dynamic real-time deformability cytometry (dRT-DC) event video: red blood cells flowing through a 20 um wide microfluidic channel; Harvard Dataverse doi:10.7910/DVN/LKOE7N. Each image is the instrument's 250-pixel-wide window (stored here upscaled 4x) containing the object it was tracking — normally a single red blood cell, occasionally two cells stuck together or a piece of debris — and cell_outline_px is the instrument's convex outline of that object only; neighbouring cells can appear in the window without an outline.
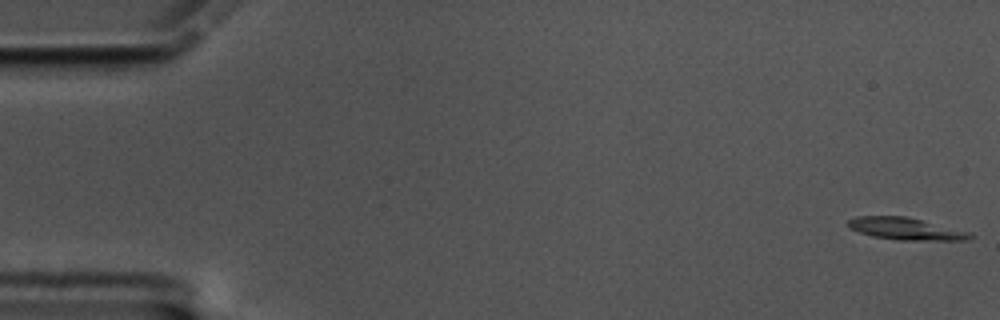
{"species": "common noctule bat (a hibernating species)", "species_latin": "Nyctalus noctula", "temperature_condition": "cold", "stored_images_in_passage": 52, "segment_of_instrument_passage": [1, 2], "camera_frame_rate_fps": 3000, "um_per_image_px": 0.085, "animal": {"sex": "male", "body_mass_g": 17.5, "forearm_length_mm": 52.3}, "frame": {"image": 1, "passage_image": 1, "time_ms": 0.0, "image_size_px": [1000, 320], "cell_outline_px": [[976, 236], [964, 240], [900, 240], [872, 236], [848, 228], [848, 220], [856, 216], [904, 216], [972, 232]], "centroid_in_image_um": [77.0, 19.45], "position_along_channel_um": 8.0, "area_um2": 15.66}}
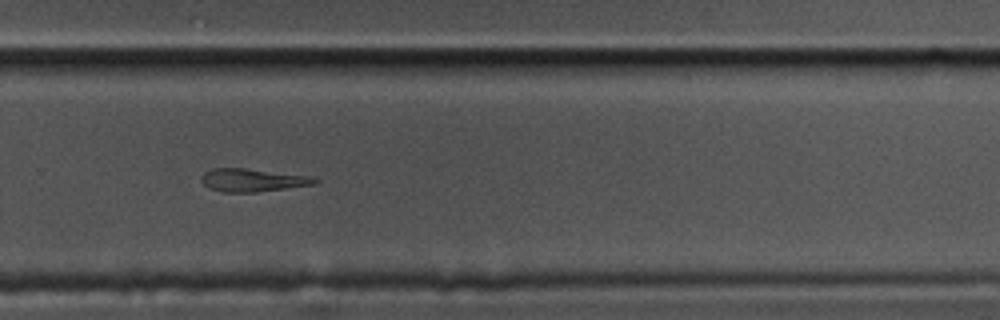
{"frame": {"image": 2, "passage_image": 40, "time_ms": 13.0, "image_size_px": [1000, 320], "cell_outline_px": [[320, 180], [316, 184], [256, 192], [224, 192], [208, 188], [200, 180], [200, 176], [204, 172], [212, 168], [244, 168], [312, 176]], "centroid_in_image_um": [21.45, 15.31], "position_along_channel_um": 308.3, "area_um2": 15.26}}
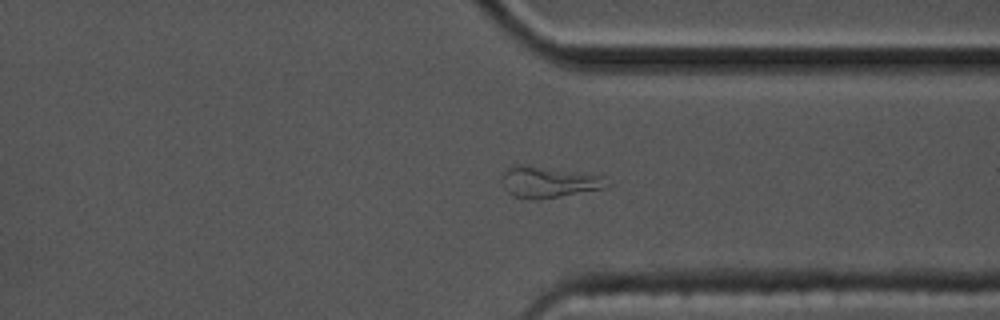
{"frame": {"image": 3, "passage_image": 45, "time_ms": 14.667, "image_size_px": [1000, 320], "cell_outline_px": [[612, 184], [608, 188], [536, 200], [532, 200], [512, 196], [504, 188], [504, 172], [508, 168], [516, 164], [520, 164], [604, 176]], "centroid_in_image_um": [46.69, 15.49], "position_along_channel_um": 364.7, "area_um2": 18.96}}